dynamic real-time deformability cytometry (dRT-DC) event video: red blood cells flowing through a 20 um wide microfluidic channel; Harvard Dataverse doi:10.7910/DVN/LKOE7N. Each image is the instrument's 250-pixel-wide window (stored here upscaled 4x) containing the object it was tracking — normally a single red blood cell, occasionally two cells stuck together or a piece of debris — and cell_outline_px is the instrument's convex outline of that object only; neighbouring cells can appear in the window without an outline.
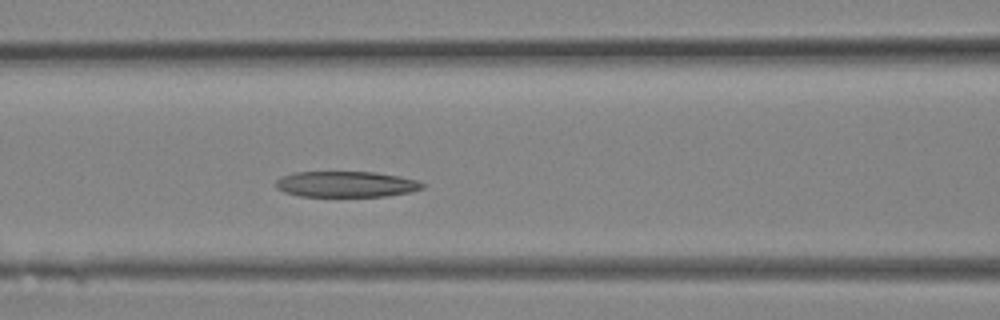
{"species": "Egyptian fruit bat (a non-hibernating species)", "species_latin": "Rousettus aegyptiacus", "temperature_condition": "room temperature", "stored_images_in_passage": 11, "camera_frame_rate_fps": 3000, "um_per_image_px": 0.085, "animal": {"sex": "female"}, "frame": {"image": 1, "passage_image": 10, "time_ms": 3.0, "image_size_px": [1000, 320], "cell_outline_px": [[424, 188], [408, 192], [384, 196], [300, 196], [284, 192], [276, 188], [276, 180], [280, 176], [292, 172], [376, 172], [416, 180], [424, 184]], "centroid_in_image_um": [29.35, 15.65], "position_along_channel_um": 137.2, "area_um2": 21.96}}